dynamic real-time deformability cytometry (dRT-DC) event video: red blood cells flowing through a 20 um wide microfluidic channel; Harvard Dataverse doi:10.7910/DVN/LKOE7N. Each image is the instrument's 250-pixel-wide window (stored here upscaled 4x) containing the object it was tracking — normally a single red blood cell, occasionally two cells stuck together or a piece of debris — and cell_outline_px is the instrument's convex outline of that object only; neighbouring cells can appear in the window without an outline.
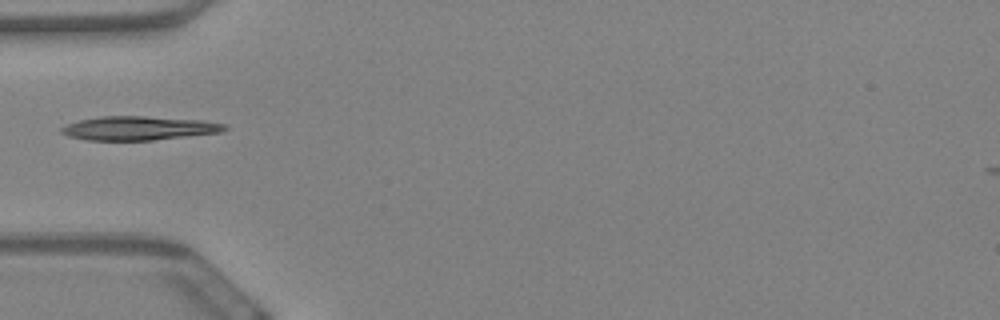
{"species": "Egyptian fruit bat (a non-hibernating species)", "species_latin": "Rousettus aegyptiacus", "temperature_condition": "warm", "stored_images_in_passage": 41, "camera_frame_rate_fps": 3000, "um_per_image_px": 0.085, "animal": {"sex": "female"}, "frame": {"image": 1, "passage_image": 1, "time_ms": 0.0, "image_size_px": [1000, 320], "cell_outline_px": [[228, 128], [220, 132], [152, 140], [88, 140], [68, 136], [60, 132], [60, 128], [68, 124], [80, 120], [100, 116], [144, 116], [204, 120], [228, 124]], "centroid_in_image_um": [11.81, 10.89], "position_along_channel_um": 73.2, "area_um2": 22.66}}
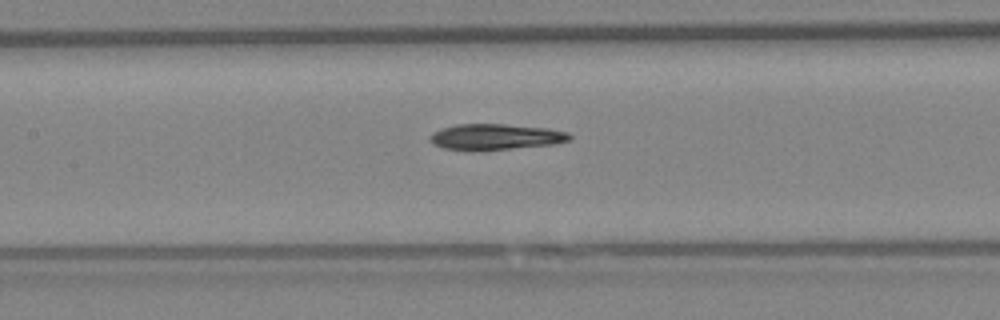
{"frame": {"image": 2, "passage_image": 9, "time_ms": 2.667, "image_size_px": [1000, 320], "cell_outline_px": [[572, 136], [568, 140], [556, 144], [508, 148], [444, 148], [432, 144], [428, 140], [428, 136], [432, 132], [440, 128], [456, 124], [504, 124], [548, 128], [568, 132]], "centroid_in_image_um": [42.11, 11.59], "position_along_channel_um": 165.3, "area_um2": 20.46}}
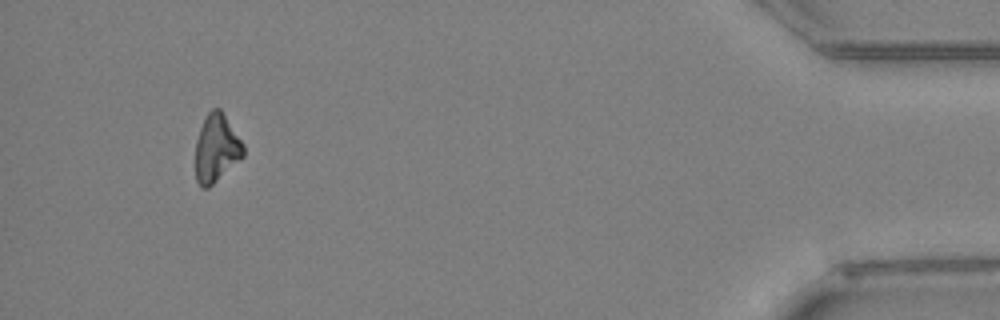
{"frame": {"image": 3, "passage_image": 37, "time_ms": 12.0, "image_size_px": [1000, 320], "cell_outline_px": [[244, 156], [208, 188], [200, 188], [196, 180], [196, 140], [204, 116], [212, 108], [220, 108], [244, 144]], "centroid_in_image_um": [18.39, 12.59], "position_along_channel_um": 416.8, "area_um2": 18.96}}